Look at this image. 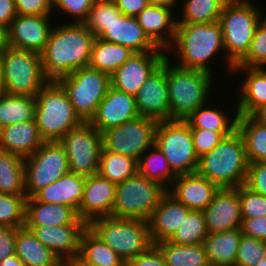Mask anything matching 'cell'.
<instances>
[{
    "mask_svg": "<svg viewBox=\"0 0 266 266\" xmlns=\"http://www.w3.org/2000/svg\"><path fill=\"white\" fill-rule=\"evenodd\" d=\"M120 15L122 13L113 0H95L84 24L95 37H98Z\"/></svg>",
    "mask_w": 266,
    "mask_h": 266,
    "instance_id": "cell-43",
    "label": "cell"
},
{
    "mask_svg": "<svg viewBox=\"0 0 266 266\" xmlns=\"http://www.w3.org/2000/svg\"><path fill=\"white\" fill-rule=\"evenodd\" d=\"M250 116L259 124L266 126V104L260 106Z\"/></svg>",
    "mask_w": 266,
    "mask_h": 266,
    "instance_id": "cell-57",
    "label": "cell"
},
{
    "mask_svg": "<svg viewBox=\"0 0 266 266\" xmlns=\"http://www.w3.org/2000/svg\"><path fill=\"white\" fill-rule=\"evenodd\" d=\"M190 211L167 192L147 220L152 243L169 240L187 219Z\"/></svg>",
    "mask_w": 266,
    "mask_h": 266,
    "instance_id": "cell-22",
    "label": "cell"
},
{
    "mask_svg": "<svg viewBox=\"0 0 266 266\" xmlns=\"http://www.w3.org/2000/svg\"><path fill=\"white\" fill-rule=\"evenodd\" d=\"M95 0H52L53 12L56 13V9H60L59 12L64 11L75 19L72 22L84 23L90 13V9L93 6Z\"/></svg>",
    "mask_w": 266,
    "mask_h": 266,
    "instance_id": "cell-48",
    "label": "cell"
},
{
    "mask_svg": "<svg viewBox=\"0 0 266 266\" xmlns=\"http://www.w3.org/2000/svg\"><path fill=\"white\" fill-rule=\"evenodd\" d=\"M149 5H155V6H164L168 8H177L175 7L177 1L179 2L180 0H147Z\"/></svg>",
    "mask_w": 266,
    "mask_h": 266,
    "instance_id": "cell-60",
    "label": "cell"
},
{
    "mask_svg": "<svg viewBox=\"0 0 266 266\" xmlns=\"http://www.w3.org/2000/svg\"><path fill=\"white\" fill-rule=\"evenodd\" d=\"M155 245L162 253L167 266H209L202 243L178 245L166 240Z\"/></svg>",
    "mask_w": 266,
    "mask_h": 266,
    "instance_id": "cell-37",
    "label": "cell"
},
{
    "mask_svg": "<svg viewBox=\"0 0 266 266\" xmlns=\"http://www.w3.org/2000/svg\"><path fill=\"white\" fill-rule=\"evenodd\" d=\"M95 36L84 23L54 25L41 53L43 72L49 81H58L89 66Z\"/></svg>",
    "mask_w": 266,
    "mask_h": 266,
    "instance_id": "cell-1",
    "label": "cell"
},
{
    "mask_svg": "<svg viewBox=\"0 0 266 266\" xmlns=\"http://www.w3.org/2000/svg\"><path fill=\"white\" fill-rule=\"evenodd\" d=\"M7 47H9L8 27L0 23V53Z\"/></svg>",
    "mask_w": 266,
    "mask_h": 266,
    "instance_id": "cell-59",
    "label": "cell"
},
{
    "mask_svg": "<svg viewBox=\"0 0 266 266\" xmlns=\"http://www.w3.org/2000/svg\"><path fill=\"white\" fill-rule=\"evenodd\" d=\"M172 9L148 5L136 16L148 38L164 51L170 49L176 35L177 17Z\"/></svg>",
    "mask_w": 266,
    "mask_h": 266,
    "instance_id": "cell-23",
    "label": "cell"
},
{
    "mask_svg": "<svg viewBox=\"0 0 266 266\" xmlns=\"http://www.w3.org/2000/svg\"><path fill=\"white\" fill-rule=\"evenodd\" d=\"M35 97L27 95L0 96V129L18 122L35 120Z\"/></svg>",
    "mask_w": 266,
    "mask_h": 266,
    "instance_id": "cell-39",
    "label": "cell"
},
{
    "mask_svg": "<svg viewBox=\"0 0 266 266\" xmlns=\"http://www.w3.org/2000/svg\"><path fill=\"white\" fill-rule=\"evenodd\" d=\"M203 212L208 234L240 228L242 214L238 187L219 189Z\"/></svg>",
    "mask_w": 266,
    "mask_h": 266,
    "instance_id": "cell-19",
    "label": "cell"
},
{
    "mask_svg": "<svg viewBox=\"0 0 266 266\" xmlns=\"http://www.w3.org/2000/svg\"><path fill=\"white\" fill-rule=\"evenodd\" d=\"M263 259H266V242L242 234L235 266H255Z\"/></svg>",
    "mask_w": 266,
    "mask_h": 266,
    "instance_id": "cell-46",
    "label": "cell"
},
{
    "mask_svg": "<svg viewBox=\"0 0 266 266\" xmlns=\"http://www.w3.org/2000/svg\"><path fill=\"white\" fill-rule=\"evenodd\" d=\"M242 218L266 217V197L251 191L245 185L238 187Z\"/></svg>",
    "mask_w": 266,
    "mask_h": 266,
    "instance_id": "cell-47",
    "label": "cell"
},
{
    "mask_svg": "<svg viewBox=\"0 0 266 266\" xmlns=\"http://www.w3.org/2000/svg\"><path fill=\"white\" fill-rule=\"evenodd\" d=\"M228 0H185L177 23H215Z\"/></svg>",
    "mask_w": 266,
    "mask_h": 266,
    "instance_id": "cell-41",
    "label": "cell"
},
{
    "mask_svg": "<svg viewBox=\"0 0 266 266\" xmlns=\"http://www.w3.org/2000/svg\"><path fill=\"white\" fill-rule=\"evenodd\" d=\"M248 167L242 136L235 130L199 158L196 172L219 189L237 188L245 184Z\"/></svg>",
    "mask_w": 266,
    "mask_h": 266,
    "instance_id": "cell-3",
    "label": "cell"
},
{
    "mask_svg": "<svg viewBox=\"0 0 266 266\" xmlns=\"http://www.w3.org/2000/svg\"><path fill=\"white\" fill-rule=\"evenodd\" d=\"M44 142L35 120L18 122L0 129V149L23 158L34 154Z\"/></svg>",
    "mask_w": 266,
    "mask_h": 266,
    "instance_id": "cell-27",
    "label": "cell"
},
{
    "mask_svg": "<svg viewBox=\"0 0 266 266\" xmlns=\"http://www.w3.org/2000/svg\"><path fill=\"white\" fill-rule=\"evenodd\" d=\"M158 121L138 116L119 126L102 132V145L105 150L139 158L154 145Z\"/></svg>",
    "mask_w": 266,
    "mask_h": 266,
    "instance_id": "cell-14",
    "label": "cell"
},
{
    "mask_svg": "<svg viewBox=\"0 0 266 266\" xmlns=\"http://www.w3.org/2000/svg\"><path fill=\"white\" fill-rule=\"evenodd\" d=\"M0 266H27L16 254L5 257L1 262Z\"/></svg>",
    "mask_w": 266,
    "mask_h": 266,
    "instance_id": "cell-58",
    "label": "cell"
},
{
    "mask_svg": "<svg viewBox=\"0 0 266 266\" xmlns=\"http://www.w3.org/2000/svg\"><path fill=\"white\" fill-rule=\"evenodd\" d=\"M171 50V54L178 55L175 65L214 74L210 60L218 56L217 53H225L220 23H177L175 39L167 56L171 55Z\"/></svg>",
    "mask_w": 266,
    "mask_h": 266,
    "instance_id": "cell-2",
    "label": "cell"
},
{
    "mask_svg": "<svg viewBox=\"0 0 266 266\" xmlns=\"http://www.w3.org/2000/svg\"><path fill=\"white\" fill-rule=\"evenodd\" d=\"M15 254L27 266H63V262L44 246L25 226L18 229Z\"/></svg>",
    "mask_w": 266,
    "mask_h": 266,
    "instance_id": "cell-31",
    "label": "cell"
},
{
    "mask_svg": "<svg viewBox=\"0 0 266 266\" xmlns=\"http://www.w3.org/2000/svg\"><path fill=\"white\" fill-rule=\"evenodd\" d=\"M191 134L194 150L198 158L209 153L224 137L220 132L199 128H191Z\"/></svg>",
    "mask_w": 266,
    "mask_h": 266,
    "instance_id": "cell-49",
    "label": "cell"
},
{
    "mask_svg": "<svg viewBox=\"0 0 266 266\" xmlns=\"http://www.w3.org/2000/svg\"><path fill=\"white\" fill-rule=\"evenodd\" d=\"M87 224L81 220L77 211L63 204L42 203L33 197L26 198L25 227L61 226Z\"/></svg>",
    "mask_w": 266,
    "mask_h": 266,
    "instance_id": "cell-26",
    "label": "cell"
},
{
    "mask_svg": "<svg viewBox=\"0 0 266 266\" xmlns=\"http://www.w3.org/2000/svg\"><path fill=\"white\" fill-rule=\"evenodd\" d=\"M166 56V51L134 53L110 75L111 86L135 96L149 75L162 63Z\"/></svg>",
    "mask_w": 266,
    "mask_h": 266,
    "instance_id": "cell-17",
    "label": "cell"
},
{
    "mask_svg": "<svg viewBox=\"0 0 266 266\" xmlns=\"http://www.w3.org/2000/svg\"><path fill=\"white\" fill-rule=\"evenodd\" d=\"M6 93L5 86L3 83V73H2V61L0 56V96L4 95Z\"/></svg>",
    "mask_w": 266,
    "mask_h": 266,
    "instance_id": "cell-62",
    "label": "cell"
},
{
    "mask_svg": "<svg viewBox=\"0 0 266 266\" xmlns=\"http://www.w3.org/2000/svg\"><path fill=\"white\" fill-rule=\"evenodd\" d=\"M0 56L6 94L35 97L49 81L43 72L41 54L7 47Z\"/></svg>",
    "mask_w": 266,
    "mask_h": 266,
    "instance_id": "cell-8",
    "label": "cell"
},
{
    "mask_svg": "<svg viewBox=\"0 0 266 266\" xmlns=\"http://www.w3.org/2000/svg\"><path fill=\"white\" fill-rule=\"evenodd\" d=\"M125 266H167L165 259L158 249L153 244L145 252L139 254L135 258L129 259L125 262Z\"/></svg>",
    "mask_w": 266,
    "mask_h": 266,
    "instance_id": "cell-52",
    "label": "cell"
},
{
    "mask_svg": "<svg viewBox=\"0 0 266 266\" xmlns=\"http://www.w3.org/2000/svg\"><path fill=\"white\" fill-rule=\"evenodd\" d=\"M137 172V160L126 155L105 150L102 147L98 172L102 177L117 185L132 177Z\"/></svg>",
    "mask_w": 266,
    "mask_h": 266,
    "instance_id": "cell-40",
    "label": "cell"
},
{
    "mask_svg": "<svg viewBox=\"0 0 266 266\" xmlns=\"http://www.w3.org/2000/svg\"><path fill=\"white\" fill-rule=\"evenodd\" d=\"M244 185L251 191L266 197V161L249 163Z\"/></svg>",
    "mask_w": 266,
    "mask_h": 266,
    "instance_id": "cell-50",
    "label": "cell"
},
{
    "mask_svg": "<svg viewBox=\"0 0 266 266\" xmlns=\"http://www.w3.org/2000/svg\"><path fill=\"white\" fill-rule=\"evenodd\" d=\"M24 158L0 149V193L26 196Z\"/></svg>",
    "mask_w": 266,
    "mask_h": 266,
    "instance_id": "cell-36",
    "label": "cell"
},
{
    "mask_svg": "<svg viewBox=\"0 0 266 266\" xmlns=\"http://www.w3.org/2000/svg\"><path fill=\"white\" fill-rule=\"evenodd\" d=\"M207 235L204 212L191 210L169 241L178 245L200 244Z\"/></svg>",
    "mask_w": 266,
    "mask_h": 266,
    "instance_id": "cell-42",
    "label": "cell"
},
{
    "mask_svg": "<svg viewBox=\"0 0 266 266\" xmlns=\"http://www.w3.org/2000/svg\"><path fill=\"white\" fill-rule=\"evenodd\" d=\"M176 176L195 173L199 158L195 153L191 128L185 120L159 121L155 142Z\"/></svg>",
    "mask_w": 266,
    "mask_h": 266,
    "instance_id": "cell-10",
    "label": "cell"
},
{
    "mask_svg": "<svg viewBox=\"0 0 266 266\" xmlns=\"http://www.w3.org/2000/svg\"><path fill=\"white\" fill-rule=\"evenodd\" d=\"M237 130L242 136L248 162L266 161V126L250 115H239Z\"/></svg>",
    "mask_w": 266,
    "mask_h": 266,
    "instance_id": "cell-35",
    "label": "cell"
},
{
    "mask_svg": "<svg viewBox=\"0 0 266 266\" xmlns=\"http://www.w3.org/2000/svg\"><path fill=\"white\" fill-rule=\"evenodd\" d=\"M35 121L45 142L59 141L83 121L58 81H48L35 96Z\"/></svg>",
    "mask_w": 266,
    "mask_h": 266,
    "instance_id": "cell-6",
    "label": "cell"
},
{
    "mask_svg": "<svg viewBox=\"0 0 266 266\" xmlns=\"http://www.w3.org/2000/svg\"><path fill=\"white\" fill-rule=\"evenodd\" d=\"M15 7L17 14L21 15L54 14L52 0H15Z\"/></svg>",
    "mask_w": 266,
    "mask_h": 266,
    "instance_id": "cell-51",
    "label": "cell"
},
{
    "mask_svg": "<svg viewBox=\"0 0 266 266\" xmlns=\"http://www.w3.org/2000/svg\"><path fill=\"white\" fill-rule=\"evenodd\" d=\"M26 196L0 193V226L21 228L25 224Z\"/></svg>",
    "mask_w": 266,
    "mask_h": 266,
    "instance_id": "cell-44",
    "label": "cell"
},
{
    "mask_svg": "<svg viewBox=\"0 0 266 266\" xmlns=\"http://www.w3.org/2000/svg\"><path fill=\"white\" fill-rule=\"evenodd\" d=\"M85 176L72 172L37 191L32 197L42 203L63 204L79 210L85 185Z\"/></svg>",
    "mask_w": 266,
    "mask_h": 266,
    "instance_id": "cell-28",
    "label": "cell"
},
{
    "mask_svg": "<svg viewBox=\"0 0 266 266\" xmlns=\"http://www.w3.org/2000/svg\"><path fill=\"white\" fill-rule=\"evenodd\" d=\"M255 266H266V259L259 261Z\"/></svg>",
    "mask_w": 266,
    "mask_h": 266,
    "instance_id": "cell-63",
    "label": "cell"
},
{
    "mask_svg": "<svg viewBox=\"0 0 266 266\" xmlns=\"http://www.w3.org/2000/svg\"><path fill=\"white\" fill-rule=\"evenodd\" d=\"M59 142L65 149L70 172L85 177L99 172L102 133L90 122L69 130Z\"/></svg>",
    "mask_w": 266,
    "mask_h": 266,
    "instance_id": "cell-13",
    "label": "cell"
},
{
    "mask_svg": "<svg viewBox=\"0 0 266 266\" xmlns=\"http://www.w3.org/2000/svg\"><path fill=\"white\" fill-rule=\"evenodd\" d=\"M68 172V158L60 142H44L34 154L24 158L26 197H32Z\"/></svg>",
    "mask_w": 266,
    "mask_h": 266,
    "instance_id": "cell-12",
    "label": "cell"
},
{
    "mask_svg": "<svg viewBox=\"0 0 266 266\" xmlns=\"http://www.w3.org/2000/svg\"><path fill=\"white\" fill-rule=\"evenodd\" d=\"M251 0H228L223 6L221 25L228 71L247 53L260 21L264 18Z\"/></svg>",
    "mask_w": 266,
    "mask_h": 266,
    "instance_id": "cell-5",
    "label": "cell"
},
{
    "mask_svg": "<svg viewBox=\"0 0 266 266\" xmlns=\"http://www.w3.org/2000/svg\"><path fill=\"white\" fill-rule=\"evenodd\" d=\"M116 184L99 173L85 179L83 198L78 216L88 225L95 219L111 216Z\"/></svg>",
    "mask_w": 266,
    "mask_h": 266,
    "instance_id": "cell-18",
    "label": "cell"
},
{
    "mask_svg": "<svg viewBox=\"0 0 266 266\" xmlns=\"http://www.w3.org/2000/svg\"><path fill=\"white\" fill-rule=\"evenodd\" d=\"M58 82L65 89L75 113L83 122L92 119L111 86L110 75L90 66L73 71Z\"/></svg>",
    "mask_w": 266,
    "mask_h": 266,
    "instance_id": "cell-11",
    "label": "cell"
},
{
    "mask_svg": "<svg viewBox=\"0 0 266 266\" xmlns=\"http://www.w3.org/2000/svg\"><path fill=\"white\" fill-rule=\"evenodd\" d=\"M241 237L240 228L208 234L202 244L209 266H235Z\"/></svg>",
    "mask_w": 266,
    "mask_h": 266,
    "instance_id": "cell-30",
    "label": "cell"
},
{
    "mask_svg": "<svg viewBox=\"0 0 266 266\" xmlns=\"http://www.w3.org/2000/svg\"><path fill=\"white\" fill-rule=\"evenodd\" d=\"M57 257L65 262L79 257L81 238L88 224H69L61 226L26 227Z\"/></svg>",
    "mask_w": 266,
    "mask_h": 266,
    "instance_id": "cell-21",
    "label": "cell"
},
{
    "mask_svg": "<svg viewBox=\"0 0 266 266\" xmlns=\"http://www.w3.org/2000/svg\"><path fill=\"white\" fill-rule=\"evenodd\" d=\"M218 190L215 184L195 172L177 176L167 192L189 209L203 211Z\"/></svg>",
    "mask_w": 266,
    "mask_h": 266,
    "instance_id": "cell-24",
    "label": "cell"
},
{
    "mask_svg": "<svg viewBox=\"0 0 266 266\" xmlns=\"http://www.w3.org/2000/svg\"><path fill=\"white\" fill-rule=\"evenodd\" d=\"M241 233L266 242V217L242 218Z\"/></svg>",
    "mask_w": 266,
    "mask_h": 266,
    "instance_id": "cell-53",
    "label": "cell"
},
{
    "mask_svg": "<svg viewBox=\"0 0 266 266\" xmlns=\"http://www.w3.org/2000/svg\"><path fill=\"white\" fill-rule=\"evenodd\" d=\"M148 152V153H147ZM138 173L158 182L167 190L177 177L171 170L162 151L155 145L150 147L137 161Z\"/></svg>",
    "mask_w": 266,
    "mask_h": 266,
    "instance_id": "cell-38",
    "label": "cell"
},
{
    "mask_svg": "<svg viewBox=\"0 0 266 266\" xmlns=\"http://www.w3.org/2000/svg\"><path fill=\"white\" fill-rule=\"evenodd\" d=\"M19 228L0 226V262L15 254L16 236Z\"/></svg>",
    "mask_w": 266,
    "mask_h": 266,
    "instance_id": "cell-54",
    "label": "cell"
},
{
    "mask_svg": "<svg viewBox=\"0 0 266 266\" xmlns=\"http://www.w3.org/2000/svg\"><path fill=\"white\" fill-rule=\"evenodd\" d=\"M206 105L207 104L199 107L185 119L190 128L208 129L220 132L224 137L229 136L237 130V120L239 116L237 110L229 115L226 112H223L221 107L210 108ZM231 115L233 118H231Z\"/></svg>",
    "mask_w": 266,
    "mask_h": 266,
    "instance_id": "cell-33",
    "label": "cell"
},
{
    "mask_svg": "<svg viewBox=\"0 0 266 266\" xmlns=\"http://www.w3.org/2000/svg\"><path fill=\"white\" fill-rule=\"evenodd\" d=\"M134 97L139 116L149 117L158 122L170 120L166 57L149 75Z\"/></svg>",
    "mask_w": 266,
    "mask_h": 266,
    "instance_id": "cell-15",
    "label": "cell"
},
{
    "mask_svg": "<svg viewBox=\"0 0 266 266\" xmlns=\"http://www.w3.org/2000/svg\"><path fill=\"white\" fill-rule=\"evenodd\" d=\"M167 189L138 172L116 185L112 217L148 220Z\"/></svg>",
    "mask_w": 266,
    "mask_h": 266,
    "instance_id": "cell-9",
    "label": "cell"
},
{
    "mask_svg": "<svg viewBox=\"0 0 266 266\" xmlns=\"http://www.w3.org/2000/svg\"><path fill=\"white\" fill-rule=\"evenodd\" d=\"M260 21L247 53L234 67H264L266 65V14Z\"/></svg>",
    "mask_w": 266,
    "mask_h": 266,
    "instance_id": "cell-45",
    "label": "cell"
},
{
    "mask_svg": "<svg viewBox=\"0 0 266 266\" xmlns=\"http://www.w3.org/2000/svg\"><path fill=\"white\" fill-rule=\"evenodd\" d=\"M15 0H0V23L9 27L16 18Z\"/></svg>",
    "mask_w": 266,
    "mask_h": 266,
    "instance_id": "cell-56",
    "label": "cell"
},
{
    "mask_svg": "<svg viewBox=\"0 0 266 266\" xmlns=\"http://www.w3.org/2000/svg\"><path fill=\"white\" fill-rule=\"evenodd\" d=\"M78 258L90 266H125L123 259L89 227L82 235Z\"/></svg>",
    "mask_w": 266,
    "mask_h": 266,
    "instance_id": "cell-34",
    "label": "cell"
},
{
    "mask_svg": "<svg viewBox=\"0 0 266 266\" xmlns=\"http://www.w3.org/2000/svg\"><path fill=\"white\" fill-rule=\"evenodd\" d=\"M170 59V60H169ZM166 56V80L170 120H185L210 98L214 75L198 69H185Z\"/></svg>",
    "mask_w": 266,
    "mask_h": 266,
    "instance_id": "cell-4",
    "label": "cell"
},
{
    "mask_svg": "<svg viewBox=\"0 0 266 266\" xmlns=\"http://www.w3.org/2000/svg\"><path fill=\"white\" fill-rule=\"evenodd\" d=\"M88 227L124 262L153 245L146 220L106 216L93 220Z\"/></svg>",
    "mask_w": 266,
    "mask_h": 266,
    "instance_id": "cell-7",
    "label": "cell"
},
{
    "mask_svg": "<svg viewBox=\"0 0 266 266\" xmlns=\"http://www.w3.org/2000/svg\"><path fill=\"white\" fill-rule=\"evenodd\" d=\"M51 17L18 14L8 27L9 47L41 54L54 26Z\"/></svg>",
    "mask_w": 266,
    "mask_h": 266,
    "instance_id": "cell-16",
    "label": "cell"
},
{
    "mask_svg": "<svg viewBox=\"0 0 266 266\" xmlns=\"http://www.w3.org/2000/svg\"><path fill=\"white\" fill-rule=\"evenodd\" d=\"M266 66L234 67L232 72L247 74L238 90V102L235 109L238 115H251L260 106L266 104Z\"/></svg>",
    "mask_w": 266,
    "mask_h": 266,
    "instance_id": "cell-29",
    "label": "cell"
},
{
    "mask_svg": "<svg viewBox=\"0 0 266 266\" xmlns=\"http://www.w3.org/2000/svg\"><path fill=\"white\" fill-rule=\"evenodd\" d=\"M106 41L121 44L135 53L164 51L158 48L145 34L136 17L120 15L98 36Z\"/></svg>",
    "mask_w": 266,
    "mask_h": 266,
    "instance_id": "cell-25",
    "label": "cell"
},
{
    "mask_svg": "<svg viewBox=\"0 0 266 266\" xmlns=\"http://www.w3.org/2000/svg\"><path fill=\"white\" fill-rule=\"evenodd\" d=\"M123 15L136 17L149 3L147 0H113Z\"/></svg>",
    "mask_w": 266,
    "mask_h": 266,
    "instance_id": "cell-55",
    "label": "cell"
},
{
    "mask_svg": "<svg viewBox=\"0 0 266 266\" xmlns=\"http://www.w3.org/2000/svg\"><path fill=\"white\" fill-rule=\"evenodd\" d=\"M63 266H90L81 261L78 257L63 262Z\"/></svg>",
    "mask_w": 266,
    "mask_h": 266,
    "instance_id": "cell-61",
    "label": "cell"
},
{
    "mask_svg": "<svg viewBox=\"0 0 266 266\" xmlns=\"http://www.w3.org/2000/svg\"><path fill=\"white\" fill-rule=\"evenodd\" d=\"M138 116L135 97L110 86L89 122L102 133Z\"/></svg>",
    "mask_w": 266,
    "mask_h": 266,
    "instance_id": "cell-20",
    "label": "cell"
},
{
    "mask_svg": "<svg viewBox=\"0 0 266 266\" xmlns=\"http://www.w3.org/2000/svg\"><path fill=\"white\" fill-rule=\"evenodd\" d=\"M135 52L121 44H115L95 37L89 66L111 75L120 68Z\"/></svg>",
    "mask_w": 266,
    "mask_h": 266,
    "instance_id": "cell-32",
    "label": "cell"
}]
</instances>
